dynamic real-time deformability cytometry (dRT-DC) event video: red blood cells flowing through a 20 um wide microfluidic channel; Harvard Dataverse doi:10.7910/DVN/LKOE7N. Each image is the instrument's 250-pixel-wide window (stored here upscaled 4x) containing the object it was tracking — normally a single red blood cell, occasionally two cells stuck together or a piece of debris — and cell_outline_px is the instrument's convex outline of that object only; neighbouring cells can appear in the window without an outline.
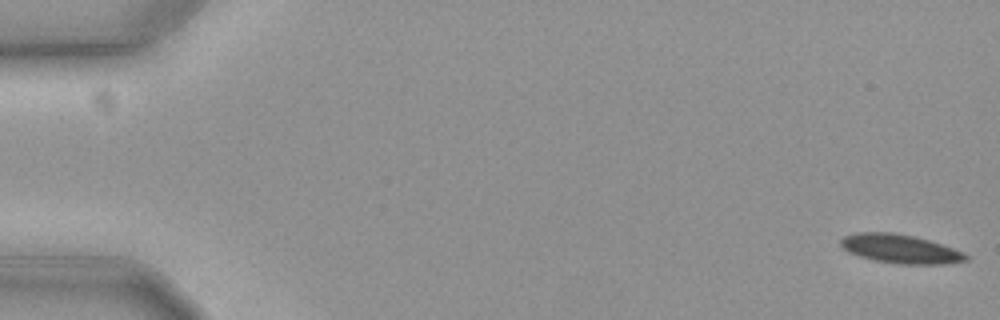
{"species": "common noctule bat (a hibernating species)", "species_latin": "Nyctalus noctula", "temperature_condition": "cold", "stored_images_in_passage": 17, "camera_frame_rate_fps": 3000, "um_per_image_px": 0.085, "animal": {"sex": "female", "body_mass_g": 19.3, "forearm_length_mm": 54.1}, "frame": {"image": 1, "passage_image": 1, "time_ms": 0.0, "image_size_px": [1000, 320], "cell_outline_px": [[968, 260], [944, 264], [896, 264], [876, 260], [860, 256], [848, 252], [840, 244], [840, 240], [844, 236], [856, 232], [892, 232], [912, 236], [928, 240], [952, 248], [968, 256]], "centroid_in_image_um": [76.48, 21.15], "position_along_channel_um": 8.5, "area_um2": 20.75}}